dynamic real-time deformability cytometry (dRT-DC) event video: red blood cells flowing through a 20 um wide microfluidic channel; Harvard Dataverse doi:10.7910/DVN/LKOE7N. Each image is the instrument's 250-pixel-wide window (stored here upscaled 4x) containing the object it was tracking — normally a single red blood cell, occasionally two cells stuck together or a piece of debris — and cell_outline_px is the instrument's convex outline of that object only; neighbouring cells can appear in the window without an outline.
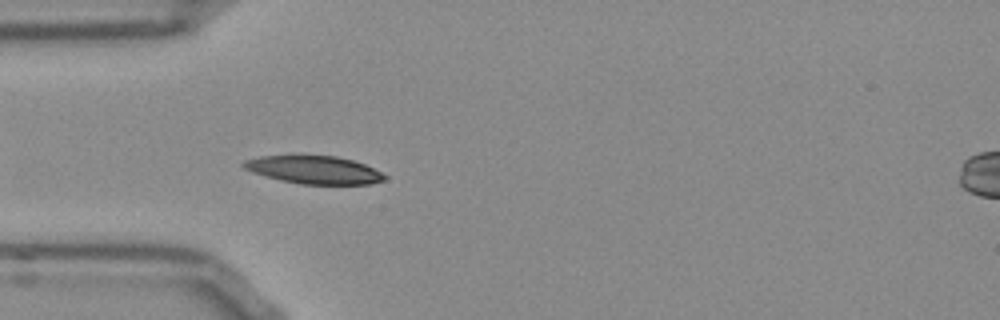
{"species": "Egyptian fruit bat (a non-hibernating species)", "species_latin": "Rousettus aegyptiacus", "temperature_condition": "room temperature", "stored_images_in_passage": 43, "camera_frame_rate_fps": 3000, "um_per_image_px": 0.085, "frame": {"image": 1, "passage_image": 5, "time_ms": 1.333, "image_size_px": [1000, 320], "cell_outline_px": [[388, 176], [384, 180], [372, 184], [300, 184], [280, 180], [252, 172], [244, 168], [240, 164], [244, 160], [260, 156], [292, 152], [300, 152], [336, 156], [352, 160], [364, 164]], "centroid_in_image_um": [26.61, 14.38], "position_along_channel_um": 58.4, "area_um2": 23.99}}
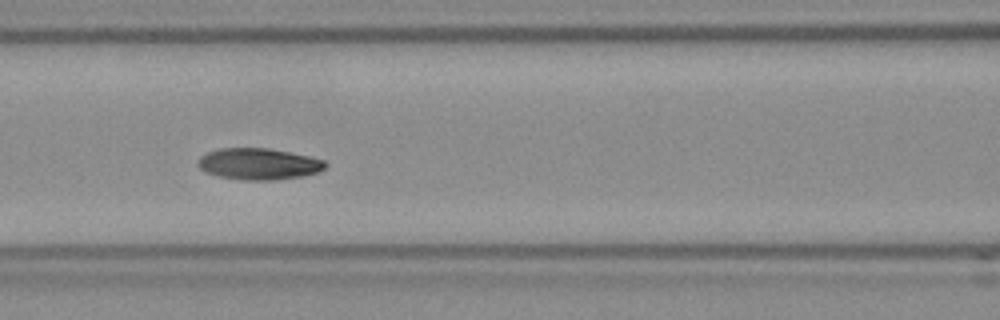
{"frame": {"image": 2, "passage_image": 12, "time_ms": 3.667, "image_size_px": [1000, 320], "cell_outline_px": [[328, 164], [324, 168], [316, 172], [304, 176], [276, 180], [240, 180], [216, 176], [204, 172], [196, 164], [196, 160], [200, 156], [208, 152], [220, 148], [268, 148], [308, 156], [324, 160]], "centroid_in_image_um": [21.93, 13.94], "position_along_channel_um": 144.7, "area_um2": 23.52}}
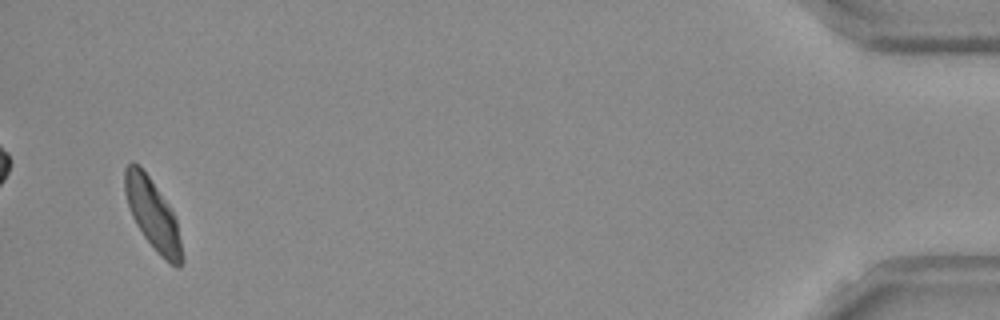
{"frame": {"image": 3, "passage_image": 41, "time_ms": 13.333, "image_size_px": [1000, 320], "cell_outline_px": [[184, 260], [180, 268], [176, 268], [164, 260], [144, 236], [136, 224], [132, 216], [124, 192], [124, 168], [132, 160], [140, 164], [172, 212], [176, 220]], "centroid_in_image_um": [12.96, 18.23], "position_along_channel_um": 422.2, "area_um2": 23.12}, "authors_computed_cell_mechanics": {"area_um2": 23.1778, "velocity_mm_per_s": 3.7711, "shape_relaxation_time_tau1_ms": 2.9121, "shape_relaxation_time_tau2_ms": 2.8196, "deformation_change_tau1": 0.1131, "deformation_change_tau2": 0.0738}}